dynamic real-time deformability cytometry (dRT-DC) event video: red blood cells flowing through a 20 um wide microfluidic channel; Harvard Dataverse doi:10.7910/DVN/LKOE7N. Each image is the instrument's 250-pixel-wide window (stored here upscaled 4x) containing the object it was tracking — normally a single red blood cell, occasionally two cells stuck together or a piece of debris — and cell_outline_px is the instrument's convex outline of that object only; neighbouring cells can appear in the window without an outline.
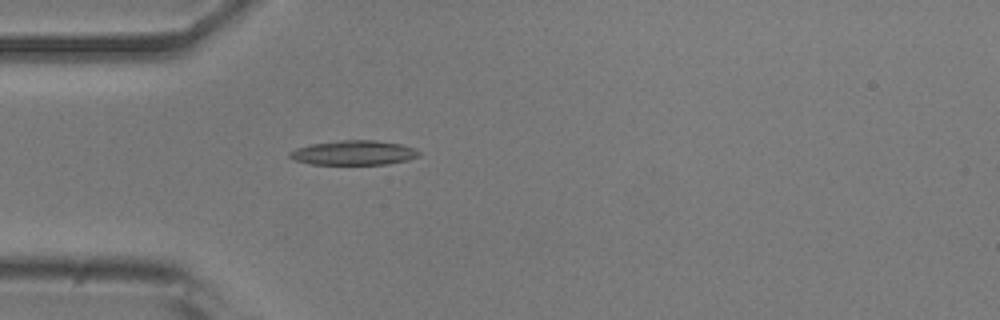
{"species": "common noctule bat (a hibernating species)", "species_latin": "Nyctalus noctula", "temperature_condition": "room temperature", "stored_images_in_passage": 5, "camera_frame_rate_fps": 3000, "um_per_image_px": 0.085, "animal": {"sex": "male", "body_mass_g": 20.5, "forearm_length_mm": 52.5}, "frame": {"image": 1, "passage_image": 5, "time_ms": 1.333, "image_size_px": [1000, 320], "cell_outline_px": [[420, 156], [408, 160], [388, 164], [308, 164], [296, 160], [288, 156], [288, 152], [296, 148], [312, 144], [340, 140], [376, 140], [400, 144], [416, 148], [420, 152]], "centroid_in_image_um": [30.09, 12.98], "position_along_channel_um": 54.9, "area_um2": 18.55}}